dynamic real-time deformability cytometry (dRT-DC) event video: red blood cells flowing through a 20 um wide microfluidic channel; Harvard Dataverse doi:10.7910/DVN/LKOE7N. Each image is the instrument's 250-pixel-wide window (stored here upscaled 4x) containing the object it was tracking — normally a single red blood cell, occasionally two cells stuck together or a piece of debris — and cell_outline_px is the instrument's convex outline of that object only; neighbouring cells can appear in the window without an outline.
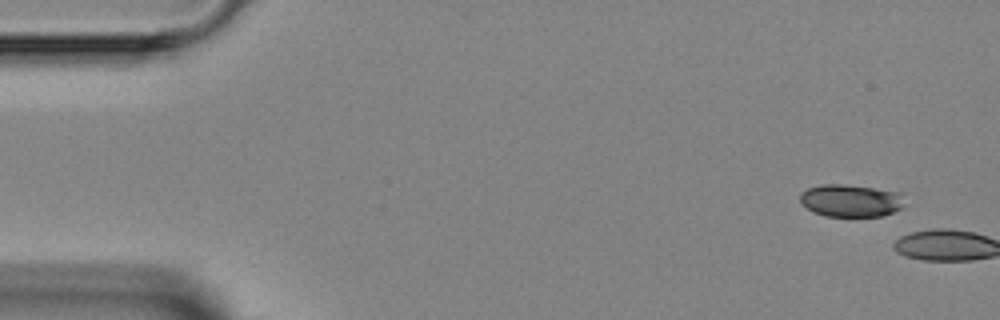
{"species": "Egyptian fruit bat (a non-hibernating species)", "species_latin": "Rousettus aegyptiacus", "temperature_condition": "room temperature", "stored_images_in_passage": 5, "camera_frame_rate_fps": 3000, "um_per_image_px": 0.085, "animal": {"sex": "female"}, "frame": {"image": 1, "passage_image": 1, "time_ms": 0.0, "image_size_px": [1000, 320], "cell_outline_px": [[908, 204], [884, 216], [824, 216], [812, 212], [800, 204], [800, 192], [808, 188], [820, 184], [844, 184], [904, 192]], "centroid_in_image_um": [72.36, 17.04], "position_along_channel_um": 12.6, "area_um2": 20.4}}